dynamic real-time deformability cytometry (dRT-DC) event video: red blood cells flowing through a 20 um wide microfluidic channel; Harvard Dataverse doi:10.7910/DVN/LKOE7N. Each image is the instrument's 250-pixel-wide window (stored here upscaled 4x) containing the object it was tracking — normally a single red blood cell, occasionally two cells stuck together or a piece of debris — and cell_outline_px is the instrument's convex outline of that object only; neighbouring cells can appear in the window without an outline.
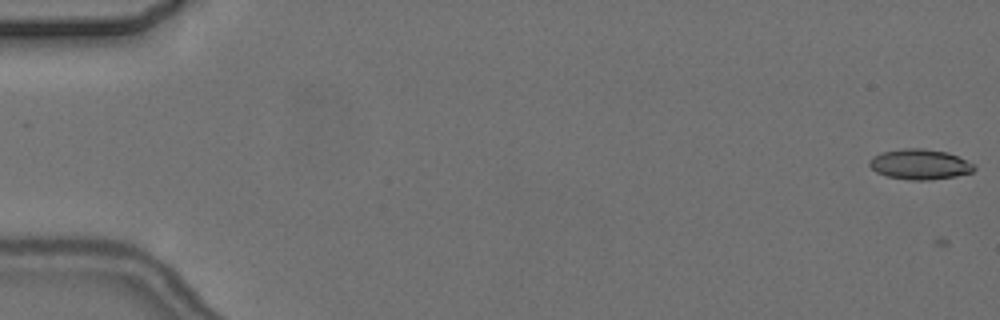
{"species": "common noctule bat (a hibernating species)", "species_latin": "Nyctalus noctula", "temperature_condition": "cold", "stored_images_in_passage": 6, "camera_frame_rate_fps": 3000, "um_per_image_px": 0.085, "animal": {"sex": "female", "body_mass_g": 24.6, "forearm_length_mm": 56.2}, "frame": {"image": 1, "passage_image": 6, "time_ms": 6.0, "image_size_px": [1000, 320], "cell_outline_px": [[976, 168], [972, 172], [956, 176], [928, 180], [908, 180], [888, 176], [876, 172], [868, 164], [868, 160], [872, 156], [880, 152], [904, 148], [924, 148], [948, 152], [976, 164]], "centroid_in_image_um": [78.19, 13.95], "position_along_channel_um": 6.8, "area_um2": 18.73}}